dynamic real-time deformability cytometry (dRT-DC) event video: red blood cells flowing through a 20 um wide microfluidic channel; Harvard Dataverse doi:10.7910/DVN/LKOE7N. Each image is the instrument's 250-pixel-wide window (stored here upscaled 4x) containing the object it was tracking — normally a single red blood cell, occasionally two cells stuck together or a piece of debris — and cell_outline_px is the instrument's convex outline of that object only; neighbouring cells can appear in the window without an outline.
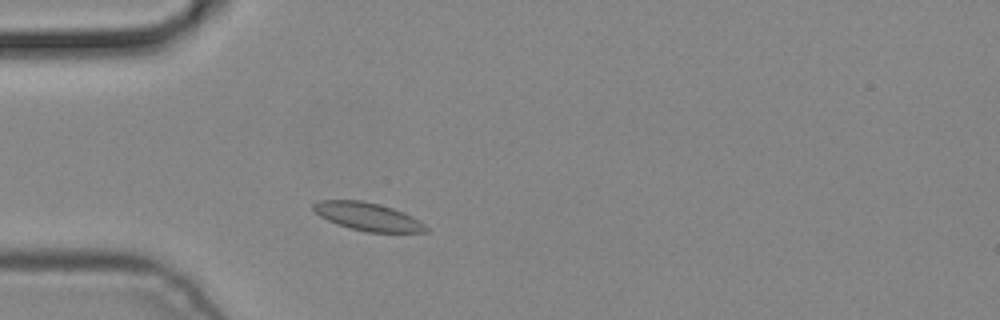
{"species": "common noctule bat (a hibernating species)", "species_latin": "Nyctalus noctula", "temperature_condition": "cold", "stored_images_in_passage": 2, "camera_frame_rate_fps": 3000, "um_per_image_px": 0.085, "animal": {"sex": "male", "body_mass_g": 19.2, "forearm_length_mm": 51.8}, "frame": {"image": 1, "passage_image": 2, "time_ms": 0.333, "image_size_px": [1000, 320], "cell_outline_px": [[428, 232], [368, 232], [348, 228], [336, 224], [320, 216], [312, 208], [312, 204], [316, 200], [360, 200], [392, 208], [404, 212], [412, 216], [424, 224], [428, 228]], "centroid_in_image_um": [31.23, 18.41], "position_along_channel_um": 53.8, "area_um2": 18.32}}